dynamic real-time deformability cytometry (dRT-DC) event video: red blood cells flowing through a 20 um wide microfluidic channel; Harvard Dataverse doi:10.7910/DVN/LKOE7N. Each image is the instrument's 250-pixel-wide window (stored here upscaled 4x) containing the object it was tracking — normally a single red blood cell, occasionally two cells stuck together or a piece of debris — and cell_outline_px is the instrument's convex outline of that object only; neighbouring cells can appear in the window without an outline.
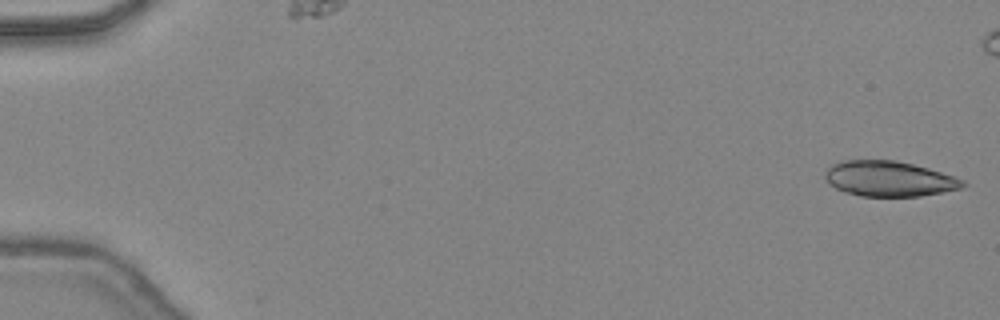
{"species": "common noctule bat (a hibernating species)", "species_latin": "Nyctalus noctula", "temperature_condition": "warm", "stored_images_in_passage": 16, "camera_frame_rate_fps": 3000, "um_per_image_px": 0.085, "animal": {"sex": "female", "body_mass_g": 24.6, "forearm_length_mm": 56.2}, "frame": {"image": 1, "passage_image": 1, "time_ms": 0.0, "image_size_px": [1000, 320], "cell_outline_px": [[968, 184], [960, 188], [920, 196], [860, 196], [844, 192], [828, 184], [824, 176], [824, 172], [832, 164], [844, 160], [896, 160], [928, 168], [964, 180]], "centroid_in_image_um": [75.52, 15.19], "position_along_channel_um": 9.5, "area_um2": 28.26}}